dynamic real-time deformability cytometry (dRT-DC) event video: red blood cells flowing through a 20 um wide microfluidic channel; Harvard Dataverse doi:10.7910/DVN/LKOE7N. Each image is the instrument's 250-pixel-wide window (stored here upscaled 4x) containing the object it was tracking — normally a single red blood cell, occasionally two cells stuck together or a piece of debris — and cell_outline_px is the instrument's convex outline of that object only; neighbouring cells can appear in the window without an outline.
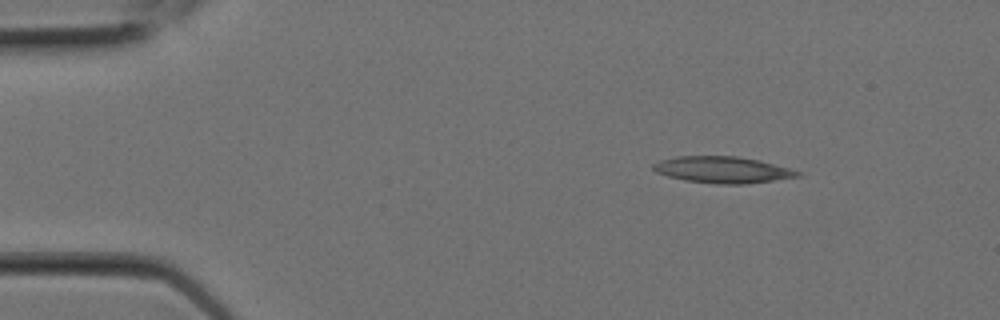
{"species": "Egyptian fruit bat (a non-hibernating species)", "species_latin": "Rousettus aegyptiacus", "temperature_condition": "room temperature", "stored_images_in_passage": 5, "camera_frame_rate_fps": 3000, "um_per_image_px": 0.085, "animal": {"sex": "female"}, "frame": {"image": 1, "passage_image": 2, "time_ms": 0.333, "image_size_px": [1000, 320], "cell_outline_px": [[800, 176], [744, 184], [716, 184], [684, 180], [668, 176], [656, 172], [652, 168], [652, 164], [660, 160], [676, 156], [736, 156], [760, 160], [788, 168], [800, 172]], "centroid_in_image_um": [61.37, 14.42], "position_along_channel_um": 23.6, "area_um2": 22.14}}
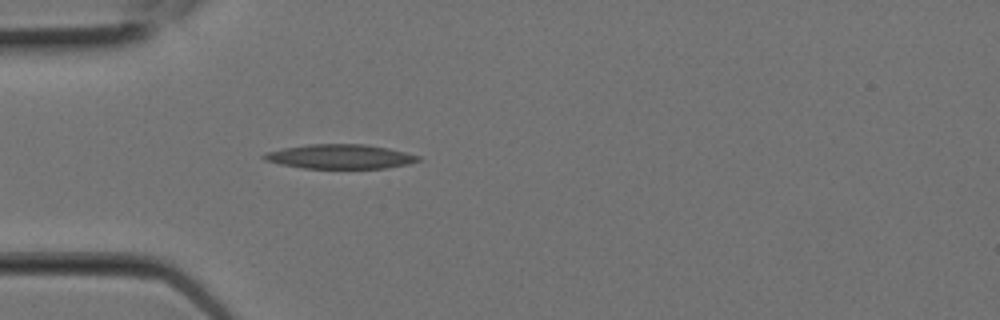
{"frame": {"image": 2, "passage_image": 5, "time_ms": 1.333, "image_size_px": [1000, 320], "cell_outline_px": [[424, 160], [408, 164], [384, 168], [304, 168], [280, 164], [264, 160], [260, 156], [264, 152], [284, 148], [308, 144], [364, 144], [388, 148], [420, 156]], "centroid_in_image_um": [28.89, 13.3], "position_along_channel_um": 56.1, "area_um2": 21.96}}